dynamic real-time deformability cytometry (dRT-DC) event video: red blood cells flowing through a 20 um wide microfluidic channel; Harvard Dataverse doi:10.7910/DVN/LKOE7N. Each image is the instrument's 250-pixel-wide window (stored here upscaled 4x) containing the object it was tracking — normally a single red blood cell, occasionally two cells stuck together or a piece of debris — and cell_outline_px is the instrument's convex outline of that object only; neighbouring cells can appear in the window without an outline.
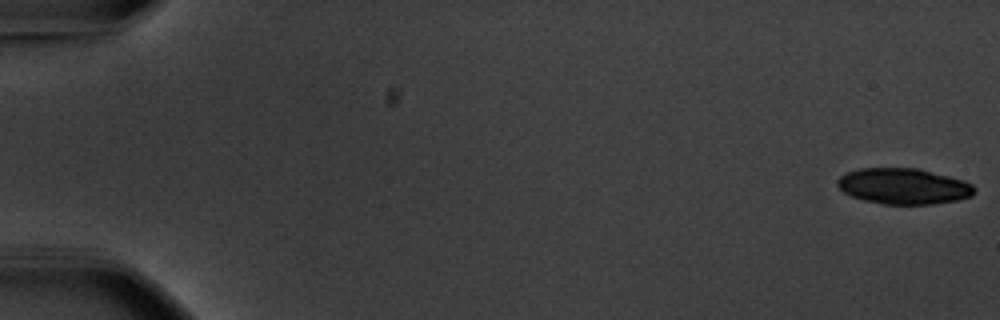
{"species": "common noctule bat (a hibernating species)", "species_latin": "Nyctalus noctula", "temperature_condition": "warm", "stored_images_in_passage": 19, "camera_frame_rate_fps": 3000, "um_per_image_px": 0.085, "animal": {"sex": "male", "body_mass_g": 20.1, "forearm_length_mm": 53.5}, "frame": {"image": 1, "passage_image": 1, "time_ms": 0.0, "image_size_px": [1000, 320], "cell_outline_px": [[976, 192], [972, 196], [956, 200], [932, 204], [884, 204], [864, 200], [852, 196], [844, 192], [836, 184], [836, 180], [840, 176], [848, 172], [860, 168], [920, 168], [964, 180], [972, 184], [976, 188]], "centroid_in_image_um": [76.83, 15.82], "position_along_channel_um": 8.2, "area_um2": 28.73}}